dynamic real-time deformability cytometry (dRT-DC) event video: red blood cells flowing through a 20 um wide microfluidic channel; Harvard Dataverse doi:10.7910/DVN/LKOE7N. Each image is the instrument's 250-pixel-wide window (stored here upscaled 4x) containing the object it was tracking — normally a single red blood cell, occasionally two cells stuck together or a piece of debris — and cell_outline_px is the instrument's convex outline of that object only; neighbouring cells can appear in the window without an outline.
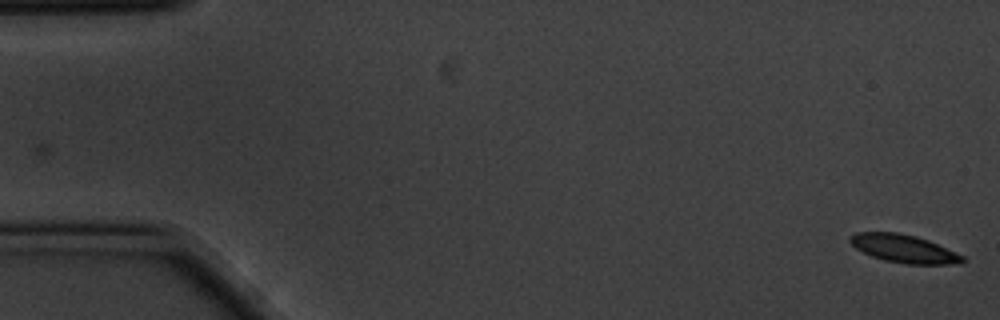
{"species": "common noctule bat (a hibernating species)", "species_latin": "Nyctalus noctula", "temperature_condition": "cold", "stored_images_in_passage": 4, "camera_frame_rate_fps": 3000, "um_per_image_px": 0.085, "animal": {"sex": "male", "body_mass_g": 20.1, "forearm_length_mm": 53.5}, "frame": {"image": 1, "passage_image": 4, "time_ms": 1.0, "image_size_px": [1000, 320], "cell_outline_px": [[964, 260], [960, 264], [904, 264], [884, 260], [872, 256], [856, 248], [848, 240], [848, 236], [856, 232], [896, 232], [916, 236], [928, 240], [964, 256]], "centroid_in_image_um": [76.81, 21.13], "position_along_channel_um": 8.2, "area_um2": 18.32}}